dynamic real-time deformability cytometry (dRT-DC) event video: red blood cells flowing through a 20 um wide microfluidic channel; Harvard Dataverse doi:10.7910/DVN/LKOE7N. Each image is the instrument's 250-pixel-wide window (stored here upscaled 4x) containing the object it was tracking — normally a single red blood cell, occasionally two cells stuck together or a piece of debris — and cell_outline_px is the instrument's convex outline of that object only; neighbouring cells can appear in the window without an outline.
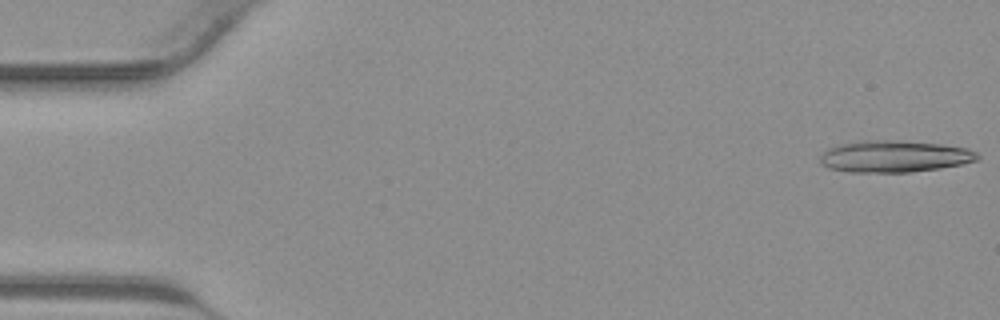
{"species": "common noctule bat (a hibernating species)", "species_latin": "Nyctalus noctula", "temperature_condition": "warm", "stored_images_in_passage": 42, "segment_of_instrument_passage": [1, 2], "camera_frame_rate_fps": 3000, "um_per_image_px": 0.085, "animal": {"sex": "male", "body_mass_g": 23.1, "forearm_length_mm": 52.7}, "frame": {"image": 1, "passage_image": 1, "time_ms": 0.0, "image_size_px": [1000, 320], "cell_outline_px": [[980, 156], [976, 160], [960, 164], [940, 168], [912, 172], [848, 172], [828, 168], [820, 164], [820, 156], [828, 148], [840, 144], [860, 140], [884, 140], [940, 144], [968, 148], [976, 152]], "centroid_in_image_um": [75.98, 13.3], "position_along_channel_um": 9.0, "area_um2": 29.02}}